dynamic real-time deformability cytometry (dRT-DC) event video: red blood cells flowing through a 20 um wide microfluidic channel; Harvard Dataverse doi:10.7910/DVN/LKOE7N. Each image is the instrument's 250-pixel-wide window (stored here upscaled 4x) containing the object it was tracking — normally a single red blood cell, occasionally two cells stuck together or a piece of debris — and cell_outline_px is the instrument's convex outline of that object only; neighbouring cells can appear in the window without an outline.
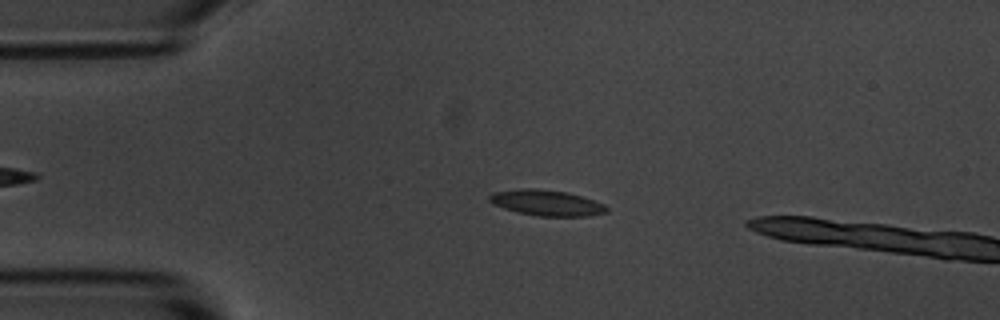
{"species": "common noctule bat (a hibernating species)", "species_latin": "Nyctalus noctula", "temperature_condition": "room temperature", "stored_images_in_passage": 4, "camera_frame_rate_fps": 3000, "um_per_image_px": 0.085, "animal": {"sex": "male", "body_mass_g": 20.1, "forearm_length_mm": 53.5}, "frame": {"image": 1, "passage_image": 3, "time_ms": 2.0, "image_size_px": [1000, 320], "cell_outline_px": [[608, 212], [588, 216], [536, 216], [516, 212], [492, 204], [488, 200], [488, 196], [492, 192], [528, 188], [532, 188], [568, 192], [604, 204], [608, 208]], "centroid_in_image_um": [46.43, 17.25], "position_along_channel_um": 38.6, "area_um2": 17.57}}